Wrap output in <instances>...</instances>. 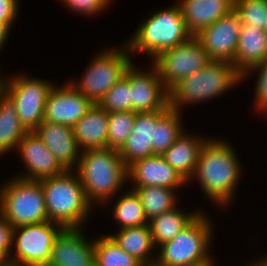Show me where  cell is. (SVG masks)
Masks as SVG:
<instances>
[{"mask_svg": "<svg viewBox=\"0 0 267 266\" xmlns=\"http://www.w3.org/2000/svg\"><path fill=\"white\" fill-rule=\"evenodd\" d=\"M62 229L60 224L51 221L13 228L15 256L9 257L11 265L47 266L53 242Z\"/></svg>", "mask_w": 267, "mask_h": 266, "instance_id": "9c48e42d", "label": "cell"}, {"mask_svg": "<svg viewBox=\"0 0 267 266\" xmlns=\"http://www.w3.org/2000/svg\"><path fill=\"white\" fill-rule=\"evenodd\" d=\"M180 111L170 106L162 111H154V144L153 154L162 155L184 132Z\"/></svg>", "mask_w": 267, "mask_h": 266, "instance_id": "484cf974", "label": "cell"}, {"mask_svg": "<svg viewBox=\"0 0 267 266\" xmlns=\"http://www.w3.org/2000/svg\"><path fill=\"white\" fill-rule=\"evenodd\" d=\"M206 138L191 137L184 132L175 140L174 144L161 156L187 182L193 177L199 159L200 151Z\"/></svg>", "mask_w": 267, "mask_h": 266, "instance_id": "603a6c76", "label": "cell"}, {"mask_svg": "<svg viewBox=\"0 0 267 266\" xmlns=\"http://www.w3.org/2000/svg\"><path fill=\"white\" fill-rule=\"evenodd\" d=\"M34 132L66 170L76 168L74 165H78L79 151L82 150L78 147L73 127L43 121Z\"/></svg>", "mask_w": 267, "mask_h": 266, "instance_id": "ac0fdd59", "label": "cell"}, {"mask_svg": "<svg viewBox=\"0 0 267 266\" xmlns=\"http://www.w3.org/2000/svg\"><path fill=\"white\" fill-rule=\"evenodd\" d=\"M250 266H267V256H265L263 259H260L259 262L251 264Z\"/></svg>", "mask_w": 267, "mask_h": 266, "instance_id": "60d3db41", "label": "cell"}, {"mask_svg": "<svg viewBox=\"0 0 267 266\" xmlns=\"http://www.w3.org/2000/svg\"><path fill=\"white\" fill-rule=\"evenodd\" d=\"M154 111L136 112V118L125 144L119 154L125 165L129 167L135 161L154 155Z\"/></svg>", "mask_w": 267, "mask_h": 266, "instance_id": "44dd1931", "label": "cell"}, {"mask_svg": "<svg viewBox=\"0 0 267 266\" xmlns=\"http://www.w3.org/2000/svg\"><path fill=\"white\" fill-rule=\"evenodd\" d=\"M74 12L95 15L105 9L112 0H62Z\"/></svg>", "mask_w": 267, "mask_h": 266, "instance_id": "e575fe53", "label": "cell"}, {"mask_svg": "<svg viewBox=\"0 0 267 266\" xmlns=\"http://www.w3.org/2000/svg\"><path fill=\"white\" fill-rule=\"evenodd\" d=\"M213 260L212 257H209L208 259H205L203 261L194 263V264H190V265H186V266H214L213 264Z\"/></svg>", "mask_w": 267, "mask_h": 266, "instance_id": "ab89813d", "label": "cell"}, {"mask_svg": "<svg viewBox=\"0 0 267 266\" xmlns=\"http://www.w3.org/2000/svg\"><path fill=\"white\" fill-rule=\"evenodd\" d=\"M202 212L199 213L172 240L160 245L154 266H186L208 259L212 223Z\"/></svg>", "mask_w": 267, "mask_h": 266, "instance_id": "52a82bcc", "label": "cell"}, {"mask_svg": "<svg viewBox=\"0 0 267 266\" xmlns=\"http://www.w3.org/2000/svg\"><path fill=\"white\" fill-rule=\"evenodd\" d=\"M27 133L18 118L16 103L0 88V156L17 148Z\"/></svg>", "mask_w": 267, "mask_h": 266, "instance_id": "d4e9b609", "label": "cell"}, {"mask_svg": "<svg viewBox=\"0 0 267 266\" xmlns=\"http://www.w3.org/2000/svg\"><path fill=\"white\" fill-rule=\"evenodd\" d=\"M13 240V226L0 214V250L4 251L9 257Z\"/></svg>", "mask_w": 267, "mask_h": 266, "instance_id": "d590c367", "label": "cell"}, {"mask_svg": "<svg viewBox=\"0 0 267 266\" xmlns=\"http://www.w3.org/2000/svg\"><path fill=\"white\" fill-rule=\"evenodd\" d=\"M115 203L113 217L120 223V228L137 227L148 224L139 196L134 190L126 191Z\"/></svg>", "mask_w": 267, "mask_h": 266, "instance_id": "f1b7e54d", "label": "cell"}, {"mask_svg": "<svg viewBox=\"0 0 267 266\" xmlns=\"http://www.w3.org/2000/svg\"><path fill=\"white\" fill-rule=\"evenodd\" d=\"M0 266H12L9 256L2 250H0Z\"/></svg>", "mask_w": 267, "mask_h": 266, "instance_id": "f35d334b", "label": "cell"}, {"mask_svg": "<svg viewBox=\"0 0 267 266\" xmlns=\"http://www.w3.org/2000/svg\"><path fill=\"white\" fill-rule=\"evenodd\" d=\"M242 82V75L234 64L225 60H212L200 71L181 79L169 90V106L181 112L187 105L217 97Z\"/></svg>", "mask_w": 267, "mask_h": 266, "instance_id": "277c9868", "label": "cell"}, {"mask_svg": "<svg viewBox=\"0 0 267 266\" xmlns=\"http://www.w3.org/2000/svg\"><path fill=\"white\" fill-rule=\"evenodd\" d=\"M131 86L123 76L118 80L98 102L107 113L132 111Z\"/></svg>", "mask_w": 267, "mask_h": 266, "instance_id": "1f68e13d", "label": "cell"}, {"mask_svg": "<svg viewBox=\"0 0 267 266\" xmlns=\"http://www.w3.org/2000/svg\"><path fill=\"white\" fill-rule=\"evenodd\" d=\"M66 85V86H65ZM50 90L44 110V121L73 127L93 105L68 82Z\"/></svg>", "mask_w": 267, "mask_h": 266, "instance_id": "5bb4252c", "label": "cell"}, {"mask_svg": "<svg viewBox=\"0 0 267 266\" xmlns=\"http://www.w3.org/2000/svg\"><path fill=\"white\" fill-rule=\"evenodd\" d=\"M234 11L242 24L267 32V0H234Z\"/></svg>", "mask_w": 267, "mask_h": 266, "instance_id": "d6a6232c", "label": "cell"}, {"mask_svg": "<svg viewBox=\"0 0 267 266\" xmlns=\"http://www.w3.org/2000/svg\"><path fill=\"white\" fill-rule=\"evenodd\" d=\"M18 0H0V22L10 28L18 13Z\"/></svg>", "mask_w": 267, "mask_h": 266, "instance_id": "8d00e7d4", "label": "cell"}, {"mask_svg": "<svg viewBox=\"0 0 267 266\" xmlns=\"http://www.w3.org/2000/svg\"><path fill=\"white\" fill-rule=\"evenodd\" d=\"M192 36L177 3L147 17L126 45L133 53L143 52L155 58L163 51L188 41Z\"/></svg>", "mask_w": 267, "mask_h": 266, "instance_id": "5b68a950", "label": "cell"}, {"mask_svg": "<svg viewBox=\"0 0 267 266\" xmlns=\"http://www.w3.org/2000/svg\"><path fill=\"white\" fill-rule=\"evenodd\" d=\"M188 31L197 35L234 10V0H182L179 3Z\"/></svg>", "mask_w": 267, "mask_h": 266, "instance_id": "d6986e66", "label": "cell"}, {"mask_svg": "<svg viewBox=\"0 0 267 266\" xmlns=\"http://www.w3.org/2000/svg\"><path fill=\"white\" fill-rule=\"evenodd\" d=\"M9 32L10 27L5 23L0 22V50L4 45L6 38H8Z\"/></svg>", "mask_w": 267, "mask_h": 266, "instance_id": "74e56055", "label": "cell"}, {"mask_svg": "<svg viewBox=\"0 0 267 266\" xmlns=\"http://www.w3.org/2000/svg\"><path fill=\"white\" fill-rule=\"evenodd\" d=\"M134 187L163 186L178 189L188 183L161 155L135 161L128 167V180Z\"/></svg>", "mask_w": 267, "mask_h": 266, "instance_id": "e0dca14e", "label": "cell"}, {"mask_svg": "<svg viewBox=\"0 0 267 266\" xmlns=\"http://www.w3.org/2000/svg\"><path fill=\"white\" fill-rule=\"evenodd\" d=\"M135 111L110 112L108 116L107 148L120 150L131 134Z\"/></svg>", "mask_w": 267, "mask_h": 266, "instance_id": "4dcf8cb0", "label": "cell"}, {"mask_svg": "<svg viewBox=\"0 0 267 266\" xmlns=\"http://www.w3.org/2000/svg\"><path fill=\"white\" fill-rule=\"evenodd\" d=\"M118 232L110 236L125 252L143 266H154L156 259L149 256L153 255L151 251L157 247L154 245L149 224L123 228Z\"/></svg>", "mask_w": 267, "mask_h": 266, "instance_id": "cb8c5ba5", "label": "cell"}, {"mask_svg": "<svg viewBox=\"0 0 267 266\" xmlns=\"http://www.w3.org/2000/svg\"><path fill=\"white\" fill-rule=\"evenodd\" d=\"M72 173L66 170L59 176L39 181L44 192L48 220L63 228H81L92 210L77 173Z\"/></svg>", "mask_w": 267, "mask_h": 266, "instance_id": "3957f363", "label": "cell"}, {"mask_svg": "<svg viewBox=\"0 0 267 266\" xmlns=\"http://www.w3.org/2000/svg\"><path fill=\"white\" fill-rule=\"evenodd\" d=\"M241 25L240 17L233 10L202 29L195 37L212 60L232 62L238 47Z\"/></svg>", "mask_w": 267, "mask_h": 266, "instance_id": "4fadbf2b", "label": "cell"}, {"mask_svg": "<svg viewBox=\"0 0 267 266\" xmlns=\"http://www.w3.org/2000/svg\"><path fill=\"white\" fill-rule=\"evenodd\" d=\"M17 150L20 152L26 168H28L27 174H22L17 178L40 181L45 178L59 176L66 171L34 131L28 132L23 137L18 144Z\"/></svg>", "mask_w": 267, "mask_h": 266, "instance_id": "2e32d148", "label": "cell"}, {"mask_svg": "<svg viewBox=\"0 0 267 266\" xmlns=\"http://www.w3.org/2000/svg\"><path fill=\"white\" fill-rule=\"evenodd\" d=\"M0 214L13 228L49 221L41 183L9 180L0 188Z\"/></svg>", "mask_w": 267, "mask_h": 266, "instance_id": "8992f818", "label": "cell"}, {"mask_svg": "<svg viewBox=\"0 0 267 266\" xmlns=\"http://www.w3.org/2000/svg\"><path fill=\"white\" fill-rule=\"evenodd\" d=\"M152 60L168 90L181 79L200 71L212 61L195 36L178 46L163 51Z\"/></svg>", "mask_w": 267, "mask_h": 266, "instance_id": "8fae6325", "label": "cell"}, {"mask_svg": "<svg viewBox=\"0 0 267 266\" xmlns=\"http://www.w3.org/2000/svg\"><path fill=\"white\" fill-rule=\"evenodd\" d=\"M139 196L148 221L164 212L174 209L177 205L175 190L163 186L133 187Z\"/></svg>", "mask_w": 267, "mask_h": 266, "instance_id": "83f0119b", "label": "cell"}, {"mask_svg": "<svg viewBox=\"0 0 267 266\" xmlns=\"http://www.w3.org/2000/svg\"><path fill=\"white\" fill-rule=\"evenodd\" d=\"M73 170H76L86 199L92 206L93 202L106 204L128 179V167L119 150L110 148L84 150Z\"/></svg>", "mask_w": 267, "mask_h": 266, "instance_id": "7a4b0ae2", "label": "cell"}, {"mask_svg": "<svg viewBox=\"0 0 267 266\" xmlns=\"http://www.w3.org/2000/svg\"><path fill=\"white\" fill-rule=\"evenodd\" d=\"M239 165L232 145L220 139H206L192 179L196 176L199 186L209 199L224 207L233 201L242 172Z\"/></svg>", "mask_w": 267, "mask_h": 266, "instance_id": "6da1fadb", "label": "cell"}, {"mask_svg": "<svg viewBox=\"0 0 267 266\" xmlns=\"http://www.w3.org/2000/svg\"><path fill=\"white\" fill-rule=\"evenodd\" d=\"M267 60V32L257 26L242 24L238 47L232 61L235 69L243 75L250 68Z\"/></svg>", "mask_w": 267, "mask_h": 266, "instance_id": "ffe728a7", "label": "cell"}, {"mask_svg": "<svg viewBox=\"0 0 267 266\" xmlns=\"http://www.w3.org/2000/svg\"><path fill=\"white\" fill-rule=\"evenodd\" d=\"M152 66L150 72H141L132 63L125 72L124 76L132 90V111L153 112L169 107V90L164 86L156 67Z\"/></svg>", "mask_w": 267, "mask_h": 266, "instance_id": "7c38bea8", "label": "cell"}, {"mask_svg": "<svg viewBox=\"0 0 267 266\" xmlns=\"http://www.w3.org/2000/svg\"><path fill=\"white\" fill-rule=\"evenodd\" d=\"M199 212L184 213L175 207L164 212L149 221V227L152 233L154 245L156 247L172 240L180 231H182Z\"/></svg>", "mask_w": 267, "mask_h": 266, "instance_id": "4316f807", "label": "cell"}, {"mask_svg": "<svg viewBox=\"0 0 267 266\" xmlns=\"http://www.w3.org/2000/svg\"><path fill=\"white\" fill-rule=\"evenodd\" d=\"M118 49V50H117ZM101 51L91 61L78 83L69 81L92 104H98L107 91L124 75L133 63L127 45Z\"/></svg>", "mask_w": 267, "mask_h": 266, "instance_id": "ba28073f", "label": "cell"}, {"mask_svg": "<svg viewBox=\"0 0 267 266\" xmlns=\"http://www.w3.org/2000/svg\"><path fill=\"white\" fill-rule=\"evenodd\" d=\"M81 228H63L56 236L47 266H95V240H86Z\"/></svg>", "mask_w": 267, "mask_h": 266, "instance_id": "9a60e30c", "label": "cell"}, {"mask_svg": "<svg viewBox=\"0 0 267 266\" xmlns=\"http://www.w3.org/2000/svg\"><path fill=\"white\" fill-rule=\"evenodd\" d=\"M108 116L98 104H93L86 114L73 126L79 149L107 148Z\"/></svg>", "mask_w": 267, "mask_h": 266, "instance_id": "7402d4cb", "label": "cell"}, {"mask_svg": "<svg viewBox=\"0 0 267 266\" xmlns=\"http://www.w3.org/2000/svg\"><path fill=\"white\" fill-rule=\"evenodd\" d=\"M95 266H143L125 252L110 235L95 239Z\"/></svg>", "mask_w": 267, "mask_h": 266, "instance_id": "f546056e", "label": "cell"}, {"mask_svg": "<svg viewBox=\"0 0 267 266\" xmlns=\"http://www.w3.org/2000/svg\"><path fill=\"white\" fill-rule=\"evenodd\" d=\"M53 86L49 81L23 75L1 80V88L16 103L18 118L28 132L44 121L47 96Z\"/></svg>", "mask_w": 267, "mask_h": 266, "instance_id": "30bf717a", "label": "cell"}, {"mask_svg": "<svg viewBox=\"0 0 267 266\" xmlns=\"http://www.w3.org/2000/svg\"><path fill=\"white\" fill-rule=\"evenodd\" d=\"M259 72L258 78H257V83H256V88H255V110L261 111V112H267V60L263 62L262 64H259L257 66H254L250 68L248 71H246L242 75V79L248 76V73L250 72Z\"/></svg>", "mask_w": 267, "mask_h": 266, "instance_id": "836d02e7", "label": "cell"}]
</instances>
